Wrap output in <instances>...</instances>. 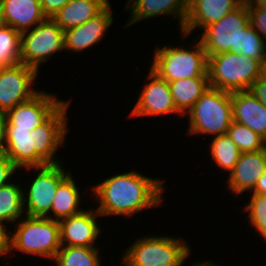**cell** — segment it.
Masks as SVG:
<instances>
[{"mask_svg":"<svg viewBox=\"0 0 266 266\" xmlns=\"http://www.w3.org/2000/svg\"><path fill=\"white\" fill-rule=\"evenodd\" d=\"M163 182L137 171L114 175L92 187L93 196L96 201L99 200L95 210L103 217H128L143 209L158 206L163 201Z\"/></svg>","mask_w":266,"mask_h":266,"instance_id":"cell-1","label":"cell"},{"mask_svg":"<svg viewBox=\"0 0 266 266\" xmlns=\"http://www.w3.org/2000/svg\"><path fill=\"white\" fill-rule=\"evenodd\" d=\"M193 48L158 47L155 49L150 69L159 77L171 81L192 77H208V57L202 43L195 38Z\"/></svg>","mask_w":266,"mask_h":266,"instance_id":"cell-2","label":"cell"},{"mask_svg":"<svg viewBox=\"0 0 266 266\" xmlns=\"http://www.w3.org/2000/svg\"><path fill=\"white\" fill-rule=\"evenodd\" d=\"M209 86L227 92L247 91L261 75L260 62L235 52L208 57Z\"/></svg>","mask_w":266,"mask_h":266,"instance_id":"cell-3","label":"cell"},{"mask_svg":"<svg viewBox=\"0 0 266 266\" xmlns=\"http://www.w3.org/2000/svg\"><path fill=\"white\" fill-rule=\"evenodd\" d=\"M123 254L121 263L125 266H183L190 255V245L175 236H143Z\"/></svg>","mask_w":266,"mask_h":266,"instance_id":"cell-4","label":"cell"},{"mask_svg":"<svg viewBox=\"0 0 266 266\" xmlns=\"http://www.w3.org/2000/svg\"><path fill=\"white\" fill-rule=\"evenodd\" d=\"M22 220V221H21ZM15 233L9 235V252L21 251L52 259L61 248L59 222L47 217L25 215Z\"/></svg>","mask_w":266,"mask_h":266,"instance_id":"cell-5","label":"cell"},{"mask_svg":"<svg viewBox=\"0 0 266 266\" xmlns=\"http://www.w3.org/2000/svg\"><path fill=\"white\" fill-rule=\"evenodd\" d=\"M187 114L188 134H227L233 121L231 92L209 87Z\"/></svg>","mask_w":266,"mask_h":266,"instance_id":"cell-6","label":"cell"},{"mask_svg":"<svg viewBox=\"0 0 266 266\" xmlns=\"http://www.w3.org/2000/svg\"><path fill=\"white\" fill-rule=\"evenodd\" d=\"M249 25V12L244 1L218 22L206 26L199 41L207 57L229 51L239 53L243 50L244 35Z\"/></svg>","mask_w":266,"mask_h":266,"instance_id":"cell-7","label":"cell"},{"mask_svg":"<svg viewBox=\"0 0 266 266\" xmlns=\"http://www.w3.org/2000/svg\"><path fill=\"white\" fill-rule=\"evenodd\" d=\"M62 50L64 51V31L51 17H46L33 29L21 34V63L37 71L41 63Z\"/></svg>","mask_w":266,"mask_h":266,"instance_id":"cell-8","label":"cell"},{"mask_svg":"<svg viewBox=\"0 0 266 266\" xmlns=\"http://www.w3.org/2000/svg\"><path fill=\"white\" fill-rule=\"evenodd\" d=\"M63 164H48L40 167H24L26 170H40L28 189L24 192V211L30 217L51 216V206L59 183L69 174L61 166ZM27 195V196H26Z\"/></svg>","mask_w":266,"mask_h":266,"instance_id":"cell-9","label":"cell"},{"mask_svg":"<svg viewBox=\"0 0 266 266\" xmlns=\"http://www.w3.org/2000/svg\"><path fill=\"white\" fill-rule=\"evenodd\" d=\"M38 71L23 63L0 68V113H6L18 104L35 96L33 87Z\"/></svg>","mask_w":266,"mask_h":266,"instance_id":"cell-10","label":"cell"},{"mask_svg":"<svg viewBox=\"0 0 266 266\" xmlns=\"http://www.w3.org/2000/svg\"><path fill=\"white\" fill-rule=\"evenodd\" d=\"M65 101L56 99L55 95L45 91L38 92L5 113V129L32 131L44 123Z\"/></svg>","mask_w":266,"mask_h":266,"instance_id":"cell-11","label":"cell"},{"mask_svg":"<svg viewBox=\"0 0 266 266\" xmlns=\"http://www.w3.org/2000/svg\"><path fill=\"white\" fill-rule=\"evenodd\" d=\"M70 101L66 100L44 123L33 130L35 152L47 164L61 163L55 157L56 151L64 143L67 135V109Z\"/></svg>","mask_w":266,"mask_h":266,"instance_id":"cell-12","label":"cell"},{"mask_svg":"<svg viewBox=\"0 0 266 266\" xmlns=\"http://www.w3.org/2000/svg\"><path fill=\"white\" fill-rule=\"evenodd\" d=\"M146 82L141 94L129 113L131 117L137 116H160L165 114H180L175 107L169 83L149 69Z\"/></svg>","mask_w":266,"mask_h":266,"instance_id":"cell-13","label":"cell"},{"mask_svg":"<svg viewBox=\"0 0 266 266\" xmlns=\"http://www.w3.org/2000/svg\"><path fill=\"white\" fill-rule=\"evenodd\" d=\"M101 215L96 210H82L59 221L61 246L95 247L101 233L96 220Z\"/></svg>","mask_w":266,"mask_h":266,"instance_id":"cell-14","label":"cell"},{"mask_svg":"<svg viewBox=\"0 0 266 266\" xmlns=\"http://www.w3.org/2000/svg\"><path fill=\"white\" fill-rule=\"evenodd\" d=\"M243 2L244 0H188L187 17L180 32L182 37H187L195 28L203 30L218 22Z\"/></svg>","mask_w":266,"mask_h":266,"instance_id":"cell-15","label":"cell"},{"mask_svg":"<svg viewBox=\"0 0 266 266\" xmlns=\"http://www.w3.org/2000/svg\"><path fill=\"white\" fill-rule=\"evenodd\" d=\"M265 171L266 148L241 153L233 170L228 174L227 188L235 196H239L245 191L252 190Z\"/></svg>","mask_w":266,"mask_h":266,"instance_id":"cell-16","label":"cell"},{"mask_svg":"<svg viewBox=\"0 0 266 266\" xmlns=\"http://www.w3.org/2000/svg\"><path fill=\"white\" fill-rule=\"evenodd\" d=\"M111 4L100 14L77 27L64 31V50L81 52L102 40L105 31L113 23Z\"/></svg>","mask_w":266,"mask_h":266,"instance_id":"cell-17","label":"cell"},{"mask_svg":"<svg viewBox=\"0 0 266 266\" xmlns=\"http://www.w3.org/2000/svg\"><path fill=\"white\" fill-rule=\"evenodd\" d=\"M126 8L131 14L125 27L159 15H173L177 17L182 32L187 17L188 0H128Z\"/></svg>","mask_w":266,"mask_h":266,"instance_id":"cell-18","label":"cell"},{"mask_svg":"<svg viewBox=\"0 0 266 266\" xmlns=\"http://www.w3.org/2000/svg\"><path fill=\"white\" fill-rule=\"evenodd\" d=\"M233 121L245 125L266 141V107L248 90L231 92Z\"/></svg>","mask_w":266,"mask_h":266,"instance_id":"cell-19","label":"cell"},{"mask_svg":"<svg viewBox=\"0 0 266 266\" xmlns=\"http://www.w3.org/2000/svg\"><path fill=\"white\" fill-rule=\"evenodd\" d=\"M4 154L19 168L48 165L33 146V130L5 129Z\"/></svg>","mask_w":266,"mask_h":266,"instance_id":"cell-20","label":"cell"},{"mask_svg":"<svg viewBox=\"0 0 266 266\" xmlns=\"http://www.w3.org/2000/svg\"><path fill=\"white\" fill-rule=\"evenodd\" d=\"M6 25L18 32L32 29L40 24L46 16L41 9L40 0H0Z\"/></svg>","mask_w":266,"mask_h":266,"instance_id":"cell-21","label":"cell"},{"mask_svg":"<svg viewBox=\"0 0 266 266\" xmlns=\"http://www.w3.org/2000/svg\"><path fill=\"white\" fill-rule=\"evenodd\" d=\"M109 4L108 0H71L52 19L65 31L96 17Z\"/></svg>","mask_w":266,"mask_h":266,"instance_id":"cell-22","label":"cell"},{"mask_svg":"<svg viewBox=\"0 0 266 266\" xmlns=\"http://www.w3.org/2000/svg\"><path fill=\"white\" fill-rule=\"evenodd\" d=\"M176 109L186 115L196 101L210 87L208 77H192L169 82Z\"/></svg>","mask_w":266,"mask_h":266,"instance_id":"cell-23","label":"cell"},{"mask_svg":"<svg viewBox=\"0 0 266 266\" xmlns=\"http://www.w3.org/2000/svg\"><path fill=\"white\" fill-rule=\"evenodd\" d=\"M80 197L79 188L72 174L69 173L58 185L50 211L54 216H49V219L59 222L81 212L82 209L79 208L81 205Z\"/></svg>","mask_w":266,"mask_h":266,"instance_id":"cell-24","label":"cell"},{"mask_svg":"<svg viewBox=\"0 0 266 266\" xmlns=\"http://www.w3.org/2000/svg\"><path fill=\"white\" fill-rule=\"evenodd\" d=\"M24 192L17 183H8L0 188V222L14 223L23 217Z\"/></svg>","mask_w":266,"mask_h":266,"instance_id":"cell-25","label":"cell"},{"mask_svg":"<svg viewBox=\"0 0 266 266\" xmlns=\"http://www.w3.org/2000/svg\"><path fill=\"white\" fill-rule=\"evenodd\" d=\"M96 247L61 246L53 261L56 266H101Z\"/></svg>","mask_w":266,"mask_h":266,"instance_id":"cell-26","label":"cell"},{"mask_svg":"<svg viewBox=\"0 0 266 266\" xmlns=\"http://www.w3.org/2000/svg\"><path fill=\"white\" fill-rule=\"evenodd\" d=\"M210 150L216 165L229 172L233 170L241 154L236 143L227 134L215 136Z\"/></svg>","mask_w":266,"mask_h":266,"instance_id":"cell-27","label":"cell"},{"mask_svg":"<svg viewBox=\"0 0 266 266\" xmlns=\"http://www.w3.org/2000/svg\"><path fill=\"white\" fill-rule=\"evenodd\" d=\"M21 34L8 25L0 28V68L21 63Z\"/></svg>","mask_w":266,"mask_h":266,"instance_id":"cell-28","label":"cell"},{"mask_svg":"<svg viewBox=\"0 0 266 266\" xmlns=\"http://www.w3.org/2000/svg\"><path fill=\"white\" fill-rule=\"evenodd\" d=\"M227 135L236 143L241 153L266 148V141L250 128L232 121Z\"/></svg>","mask_w":266,"mask_h":266,"instance_id":"cell-29","label":"cell"},{"mask_svg":"<svg viewBox=\"0 0 266 266\" xmlns=\"http://www.w3.org/2000/svg\"><path fill=\"white\" fill-rule=\"evenodd\" d=\"M244 211H248V221L259 235L266 241V195L252 194L248 205L245 204Z\"/></svg>","mask_w":266,"mask_h":266,"instance_id":"cell-30","label":"cell"},{"mask_svg":"<svg viewBox=\"0 0 266 266\" xmlns=\"http://www.w3.org/2000/svg\"><path fill=\"white\" fill-rule=\"evenodd\" d=\"M266 48V41L256 32V30L249 25L246 28L244 35L243 50L239 53L247 57H251L261 63L264 51Z\"/></svg>","mask_w":266,"mask_h":266,"instance_id":"cell-31","label":"cell"},{"mask_svg":"<svg viewBox=\"0 0 266 266\" xmlns=\"http://www.w3.org/2000/svg\"><path fill=\"white\" fill-rule=\"evenodd\" d=\"M249 12L250 25L266 40V4L258 0H244Z\"/></svg>","mask_w":266,"mask_h":266,"instance_id":"cell-32","label":"cell"},{"mask_svg":"<svg viewBox=\"0 0 266 266\" xmlns=\"http://www.w3.org/2000/svg\"><path fill=\"white\" fill-rule=\"evenodd\" d=\"M19 168L5 155H0V188L10 183V177Z\"/></svg>","mask_w":266,"mask_h":266,"instance_id":"cell-33","label":"cell"},{"mask_svg":"<svg viewBox=\"0 0 266 266\" xmlns=\"http://www.w3.org/2000/svg\"><path fill=\"white\" fill-rule=\"evenodd\" d=\"M248 91L266 107V75L261 74Z\"/></svg>","mask_w":266,"mask_h":266,"instance_id":"cell-34","label":"cell"},{"mask_svg":"<svg viewBox=\"0 0 266 266\" xmlns=\"http://www.w3.org/2000/svg\"><path fill=\"white\" fill-rule=\"evenodd\" d=\"M71 0H40L41 9L46 17H53L63 6Z\"/></svg>","mask_w":266,"mask_h":266,"instance_id":"cell-35","label":"cell"},{"mask_svg":"<svg viewBox=\"0 0 266 266\" xmlns=\"http://www.w3.org/2000/svg\"><path fill=\"white\" fill-rule=\"evenodd\" d=\"M7 225L0 222V255L9 253V235L10 232L6 230Z\"/></svg>","mask_w":266,"mask_h":266,"instance_id":"cell-36","label":"cell"},{"mask_svg":"<svg viewBox=\"0 0 266 266\" xmlns=\"http://www.w3.org/2000/svg\"><path fill=\"white\" fill-rule=\"evenodd\" d=\"M5 114L0 113V155H3L5 152Z\"/></svg>","mask_w":266,"mask_h":266,"instance_id":"cell-37","label":"cell"},{"mask_svg":"<svg viewBox=\"0 0 266 266\" xmlns=\"http://www.w3.org/2000/svg\"><path fill=\"white\" fill-rule=\"evenodd\" d=\"M252 194L266 195V171L256 182L255 187L252 189Z\"/></svg>","mask_w":266,"mask_h":266,"instance_id":"cell-38","label":"cell"},{"mask_svg":"<svg viewBox=\"0 0 266 266\" xmlns=\"http://www.w3.org/2000/svg\"><path fill=\"white\" fill-rule=\"evenodd\" d=\"M260 65H261V74L266 75V48Z\"/></svg>","mask_w":266,"mask_h":266,"instance_id":"cell-39","label":"cell"},{"mask_svg":"<svg viewBox=\"0 0 266 266\" xmlns=\"http://www.w3.org/2000/svg\"><path fill=\"white\" fill-rule=\"evenodd\" d=\"M191 266H222V265H217L211 261H206V262H196V263H193V265Z\"/></svg>","mask_w":266,"mask_h":266,"instance_id":"cell-40","label":"cell"},{"mask_svg":"<svg viewBox=\"0 0 266 266\" xmlns=\"http://www.w3.org/2000/svg\"><path fill=\"white\" fill-rule=\"evenodd\" d=\"M4 26H6V22L4 19L3 9H2L1 2H0V28H3Z\"/></svg>","mask_w":266,"mask_h":266,"instance_id":"cell-41","label":"cell"},{"mask_svg":"<svg viewBox=\"0 0 266 266\" xmlns=\"http://www.w3.org/2000/svg\"><path fill=\"white\" fill-rule=\"evenodd\" d=\"M260 1L262 4H266V0H258Z\"/></svg>","mask_w":266,"mask_h":266,"instance_id":"cell-42","label":"cell"}]
</instances>
